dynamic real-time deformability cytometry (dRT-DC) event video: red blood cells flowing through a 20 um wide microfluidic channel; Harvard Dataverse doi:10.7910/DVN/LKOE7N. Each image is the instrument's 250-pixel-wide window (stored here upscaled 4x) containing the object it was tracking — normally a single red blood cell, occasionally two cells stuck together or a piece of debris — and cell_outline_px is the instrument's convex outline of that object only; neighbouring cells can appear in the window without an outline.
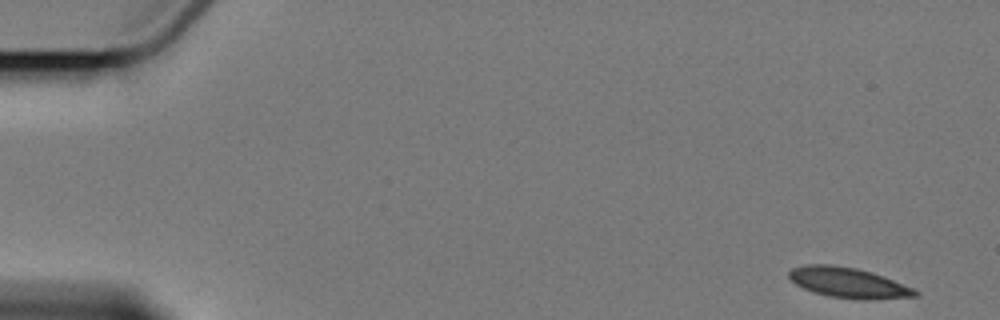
{"species": "Egyptian fruit bat (a non-hibernating species)", "species_latin": "Rousettus aegyptiacus", "temperature_condition": "cold", "stored_images_in_passage": 7, "camera_frame_rate_fps": 3000, "um_per_image_px": 0.085, "animal": {"sex": "female"}, "frame": {"image": 1, "passage_image": 1, "time_ms": 0.0, "image_size_px": [1000, 320], "cell_outline_px": [[920, 296], [868, 300], [864, 300], [828, 296], [804, 288], [796, 284], [788, 276], [788, 272], [792, 268], [804, 264], [832, 264], [856, 268], [872, 272], [884, 276], [916, 288], [920, 292]], "centroid_in_image_um": [72.17, 24.02], "position_along_channel_um": 12.8, "area_um2": 22.54}}
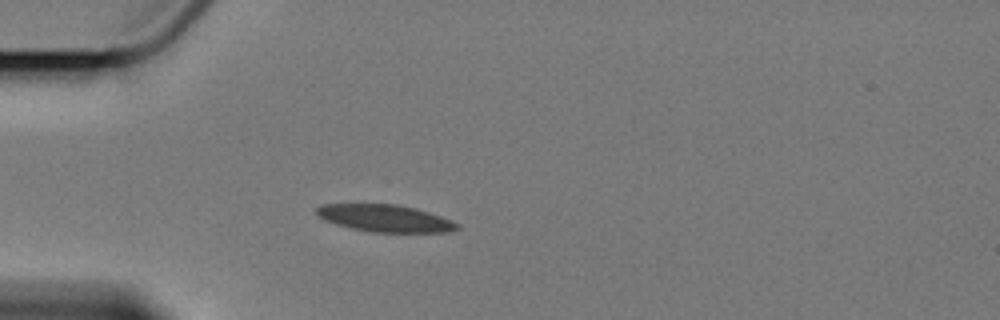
{"frame": {"image": 2, "passage_image": 5, "time_ms": 4.667, "image_size_px": [1000, 320], "cell_outline_px": [[460, 228], [448, 232], [368, 232], [348, 228], [324, 220], [316, 216], [316, 208], [320, 204], [400, 204], [416, 208], [452, 220], [460, 224]], "centroid_in_image_um": [32.7, 18.55], "position_along_channel_um": 52.3, "area_um2": 22.54}}
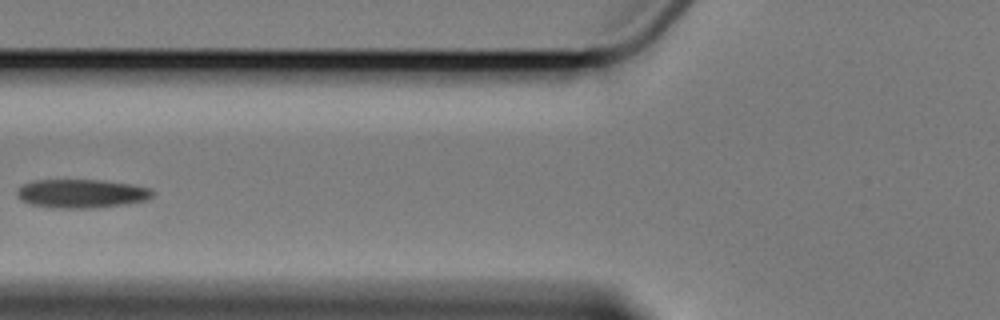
{"frame": {"image": 3, "passage_image": 7, "time_ms": 7.0, "image_size_px": [1000, 320], "cell_outline_px": [[156, 192], [152, 196], [144, 200], [128, 204], [92, 208], [52, 208], [32, 204], [20, 200], [16, 196], [16, 192], [24, 184], [36, 180], [100, 180], [128, 184], [148, 188]], "centroid_in_image_um": [6.91, 16.46], "position_along_channel_um": 118.9, "area_um2": 22.54}}